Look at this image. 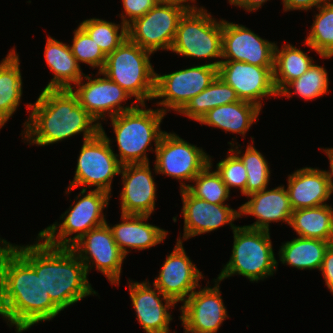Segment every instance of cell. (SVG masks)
Returning <instances> with one entry per match:
<instances>
[{
  "mask_svg": "<svg viewBox=\"0 0 333 333\" xmlns=\"http://www.w3.org/2000/svg\"><path fill=\"white\" fill-rule=\"evenodd\" d=\"M61 311L45 292L40 274L13 249L0 271L1 317L20 333L40 321L52 320Z\"/></svg>",
  "mask_w": 333,
  "mask_h": 333,
  "instance_id": "6da1fadb",
  "label": "cell"
},
{
  "mask_svg": "<svg viewBox=\"0 0 333 333\" xmlns=\"http://www.w3.org/2000/svg\"><path fill=\"white\" fill-rule=\"evenodd\" d=\"M23 124L24 139L30 144L46 146L83 133V140L100 132L95 120L78 102L71 89H44ZM95 122V124H94Z\"/></svg>",
  "mask_w": 333,
  "mask_h": 333,
  "instance_id": "7a4b0ae2",
  "label": "cell"
},
{
  "mask_svg": "<svg viewBox=\"0 0 333 333\" xmlns=\"http://www.w3.org/2000/svg\"><path fill=\"white\" fill-rule=\"evenodd\" d=\"M37 239L33 245H14V249L40 274L45 292L62 311L97 294L87 279L85 265L70 247L50 246L39 235Z\"/></svg>",
  "mask_w": 333,
  "mask_h": 333,
  "instance_id": "3957f363",
  "label": "cell"
},
{
  "mask_svg": "<svg viewBox=\"0 0 333 333\" xmlns=\"http://www.w3.org/2000/svg\"><path fill=\"white\" fill-rule=\"evenodd\" d=\"M152 53L126 38L112 53L106 56L101 71L110 80L117 83L131 97H135L141 107L145 100H153L156 72L150 63Z\"/></svg>",
  "mask_w": 333,
  "mask_h": 333,
  "instance_id": "277c9868",
  "label": "cell"
},
{
  "mask_svg": "<svg viewBox=\"0 0 333 333\" xmlns=\"http://www.w3.org/2000/svg\"><path fill=\"white\" fill-rule=\"evenodd\" d=\"M166 114L158 108L143 109L137 105L134 109L111 117L120 154H116L121 165L149 163L147 148L155 142V149L165 131L160 123Z\"/></svg>",
  "mask_w": 333,
  "mask_h": 333,
  "instance_id": "5b68a950",
  "label": "cell"
},
{
  "mask_svg": "<svg viewBox=\"0 0 333 333\" xmlns=\"http://www.w3.org/2000/svg\"><path fill=\"white\" fill-rule=\"evenodd\" d=\"M233 234L232 254L217 277L219 283L234 274L242 275L252 282L273 276L278 262L269 231L237 226Z\"/></svg>",
  "mask_w": 333,
  "mask_h": 333,
  "instance_id": "8992f818",
  "label": "cell"
},
{
  "mask_svg": "<svg viewBox=\"0 0 333 333\" xmlns=\"http://www.w3.org/2000/svg\"><path fill=\"white\" fill-rule=\"evenodd\" d=\"M82 189L75 205H71L60 217L63 222L48 226L38 233L40 238L53 247H71L77 240L91 229L105 224L107 221L103 209L107 207L111 195L102 190ZM58 233H57V232ZM77 233V234H75ZM75 234L74 237H69ZM69 237V238H68Z\"/></svg>",
  "mask_w": 333,
  "mask_h": 333,
  "instance_id": "52a82bcc",
  "label": "cell"
},
{
  "mask_svg": "<svg viewBox=\"0 0 333 333\" xmlns=\"http://www.w3.org/2000/svg\"><path fill=\"white\" fill-rule=\"evenodd\" d=\"M178 55L193 58H222V20L212 19L204 7L195 4L178 23L171 50Z\"/></svg>",
  "mask_w": 333,
  "mask_h": 333,
  "instance_id": "ba28073f",
  "label": "cell"
},
{
  "mask_svg": "<svg viewBox=\"0 0 333 333\" xmlns=\"http://www.w3.org/2000/svg\"><path fill=\"white\" fill-rule=\"evenodd\" d=\"M111 140L113 139L107 137L102 125L96 136L83 140L75 176L67 188V193L81 185L82 189L87 190L88 185V188L95 186L96 190L111 194L113 177L120 174L122 166L111 147Z\"/></svg>",
  "mask_w": 333,
  "mask_h": 333,
  "instance_id": "9c48e42d",
  "label": "cell"
},
{
  "mask_svg": "<svg viewBox=\"0 0 333 333\" xmlns=\"http://www.w3.org/2000/svg\"><path fill=\"white\" fill-rule=\"evenodd\" d=\"M220 63L221 60L164 75L156 73L153 99H163L157 103L162 106L159 110L165 114L171 109L179 113L215 80Z\"/></svg>",
  "mask_w": 333,
  "mask_h": 333,
  "instance_id": "30bf717a",
  "label": "cell"
},
{
  "mask_svg": "<svg viewBox=\"0 0 333 333\" xmlns=\"http://www.w3.org/2000/svg\"><path fill=\"white\" fill-rule=\"evenodd\" d=\"M192 5L156 4L127 26V38L151 53L171 50L179 20Z\"/></svg>",
  "mask_w": 333,
  "mask_h": 333,
  "instance_id": "8fae6325",
  "label": "cell"
},
{
  "mask_svg": "<svg viewBox=\"0 0 333 333\" xmlns=\"http://www.w3.org/2000/svg\"><path fill=\"white\" fill-rule=\"evenodd\" d=\"M156 153L155 172L180 180V190L187 185L181 180L192 181L208 164L209 155L203 149L186 142L175 133L164 132Z\"/></svg>",
  "mask_w": 333,
  "mask_h": 333,
  "instance_id": "7c38bea8",
  "label": "cell"
},
{
  "mask_svg": "<svg viewBox=\"0 0 333 333\" xmlns=\"http://www.w3.org/2000/svg\"><path fill=\"white\" fill-rule=\"evenodd\" d=\"M70 248L85 265L87 275L94 265L112 285H119L121 267L126 256L117 246L107 222L88 231Z\"/></svg>",
  "mask_w": 333,
  "mask_h": 333,
  "instance_id": "4fadbf2b",
  "label": "cell"
},
{
  "mask_svg": "<svg viewBox=\"0 0 333 333\" xmlns=\"http://www.w3.org/2000/svg\"><path fill=\"white\" fill-rule=\"evenodd\" d=\"M273 70L274 67H260L241 61H221L218 76L235 90L240 100L262 108V98L278 96Z\"/></svg>",
  "mask_w": 333,
  "mask_h": 333,
  "instance_id": "5bb4252c",
  "label": "cell"
},
{
  "mask_svg": "<svg viewBox=\"0 0 333 333\" xmlns=\"http://www.w3.org/2000/svg\"><path fill=\"white\" fill-rule=\"evenodd\" d=\"M100 74L105 77L92 79L89 75H84V79L88 82L82 83V78L75 84V89L71 88L72 92L77 96L79 104L97 120V123H99L100 119L105 120V114H109V118H111L122 112L130 111L137 106V104L126 107L121 106L123 101L125 103L128 98L132 97L117 83L98 71V75Z\"/></svg>",
  "mask_w": 333,
  "mask_h": 333,
  "instance_id": "9a60e30c",
  "label": "cell"
},
{
  "mask_svg": "<svg viewBox=\"0 0 333 333\" xmlns=\"http://www.w3.org/2000/svg\"><path fill=\"white\" fill-rule=\"evenodd\" d=\"M275 45L243 25L222 20V58L226 60L221 61L274 67Z\"/></svg>",
  "mask_w": 333,
  "mask_h": 333,
  "instance_id": "2e32d148",
  "label": "cell"
},
{
  "mask_svg": "<svg viewBox=\"0 0 333 333\" xmlns=\"http://www.w3.org/2000/svg\"><path fill=\"white\" fill-rule=\"evenodd\" d=\"M201 278L203 279L202 273L186 255L179 237L173 251L167 255L153 286L175 303L184 302L200 286L198 282Z\"/></svg>",
  "mask_w": 333,
  "mask_h": 333,
  "instance_id": "e0dca14e",
  "label": "cell"
},
{
  "mask_svg": "<svg viewBox=\"0 0 333 333\" xmlns=\"http://www.w3.org/2000/svg\"><path fill=\"white\" fill-rule=\"evenodd\" d=\"M218 279L214 287H204L194 291L180 307V320L184 330L217 333L227 317L226 307L220 293Z\"/></svg>",
  "mask_w": 333,
  "mask_h": 333,
  "instance_id": "ac0fdd59",
  "label": "cell"
},
{
  "mask_svg": "<svg viewBox=\"0 0 333 333\" xmlns=\"http://www.w3.org/2000/svg\"><path fill=\"white\" fill-rule=\"evenodd\" d=\"M184 216L183 240L211 232L219 227L229 224L234 230L237 226L232 224L240 218V212L231 209L229 205L212 204L193 196L187 189L180 190Z\"/></svg>",
  "mask_w": 333,
  "mask_h": 333,
  "instance_id": "d6986e66",
  "label": "cell"
},
{
  "mask_svg": "<svg viewBox=\"0 0 333 333\" xmlns=\"http://www.w3.org/2000/svg\"><path fill=\"white\" fill-rule=\"evenodd\" d=\"M149 163L122 165L123 189L121 213L134 215H151L155 210L156 185Z\"/></svg>",
  "mask_w": 333,
  "mask_h": 333,
  "instance_id": "ffe728a7",
  "label": "cell"
},
{
  "mask_svg": "<svg viewBox=\"0 0 333 333\" xmlns=\"http://www.w3.org/2000/svg\"><path fill=\"white\" fill-rule=\"evenodd\" d=\"M128 285L132 305L143 330L146 333H169L172 320L169 309L175 307L176 303L156 286L152 289L149 281H130ZM164 300L165 304L162 302Z\"/></svg>",
  "mask_w": 333,
  "mask_h": 333,
  "instance_id": "44dd1931",
  "label": "cell"
},
{
  "mask_svg": "<svg viewBox=\"0 0 333 333\" xmlns=\"http://www.w3.org/2000/svg\"><path fill=\"white\" fill-rule=\"evenodd\" d=\"M247 198L250 200L238 209L240 218L242 215H253L257 220L244 227L269 231V223L272 222L283 221L289 225L293 209L284 186H278L271 190L265 188L247 196Z\"/></svg>",
  "mask_w": 333,
  "mask_h": 333,
  "instance_id": "7402d4cb",
  "label": "cell"
},
{
  "mask_svg": "<svg viewBox=\"0 0 333 333\" xmlns=\"http://www.w3.org/2000/svg\"><path fill=\"white\" fill-rule=\"evenodd\" d=\"M287 181L293 210L325 205L332 194L324 170L304 167L288 175Z\"/></svg>",
  "mask_w": 333,
  "mask_h": 333,
  "instance_id": "603a6c76",
  "label": "cell"
},
{
  "mask_svg": "<svg viewBox=\"0 0 333 333\" xmlns=\"http://www.w3.org/2000/svg\"><path fill=\"white\" fill-rule=\"evenodd\" d=\"M149 217L150 215L121 214L122 222L110 227L117 246L125 256L129 253L126 248L149 249L165 240L168 231L145 223Z\"/></svg>",
  "mask_w": 333,
  "mask_h": 333,
  "instance_id": "cb8c5ba5",
  "label": "cell"
},
{
  "mask_svg": "<svg viewBox=\"0 0 333 333\" xmlns=\"http://www.w3.org/2000/svg\"><path fill=\"white\" fill-rule=\"evenodd\" d=\"M44 56L54 76L44 89H71L83 78L80 65L71 52L70 46L53 37L47 38Z\"/></svg>",
  "mask_w": 333,
  "mask_h": 333,
  "instance_id": "d4e9b609",
  "label": "cell"
},
{
  "mask_svg": "<svg viewBox=\"0 0 333 333\" xmlns=\"http://www.w3.org/2000/svg\"><path fill=\"white\" fill-rule=\"evenodd\" d=\"M260 111L261 108L255 104L240 100L209 110L198 122L244 137L253 122L257 120Z\"/></svg>",
  "mask_w": 333,
  "mask_h": 333,
  "instance_id": "484cf974",
  "label": "cell"
},
{
  "mask_svg": "<svg viewBox=\"0 0 333 333\" xmlns=\"http://www.w3.org/2000/svg\"><path fill=\"white\" fill-rule=\"evenodd\" d=\"M11 49L0 63V129L17 110L22 96L19 56Z\"/></svg>",
  "mask_w": 333,
  "mask_h": 333,
  "instance_id": "4316f807",
  "label": "cell"
},
{
  "mask_svg": "<svg viewBox=\"0 0 333 333\" xmlns=\"http://www.w3.org/2000/svg\"><path fill=\"white\" fill-rule=\"evenodd\" d=\"M289 226L299 237L320 239L333 244V208L331 205L293 210Z\"/></svg>",
  "mask_w": 333,
  "mask_h": 333,
  "instance_id": "83f0119b",
  "label": "cell"
},
{
  "mask_svg": "<svg viewBox=\"0 0 333 333\" xmlns=\"http://www.w3.org/2000/svg\"><path fill=\"white\" fill-rule=\"evenodd\" d=\"M330 245L329 241L298 237L283 243L278 254L283 264L300 270H320L324 254Z\"/></svg>",
  "mask_w": 333,
  "mask_h": 333,
  "instance_id": "f1b7e54d",
  "label": "cell"
},
{
  "mask_svg": "<svg viewBox=\"0 0 333 333\" xmlns=\"http://www.w3.org/2000/svg\"><path fill=\"white\" fill-rule=\"evenodd\" d=\"M313 59L305 52L290 44L281 50L275 45L273 81L279 93L289 82L302 76L313 64Z\"/></svg>",
  "mask_w": 333,
  "mask_h": 333,
  "instance_id": "f546056e",
  "label": "cell"
},
{
  "mask_svg": "<svg viewBox=\"0 0 333 333\" xmlns=\"http://www.w3.org/2000/svg\"><path fill=\"white\" fill-rule=\"evenodd\" d=\"M236 101L240 99L235 90L217 76L206 89L191 98L179 113L198 122L209 110Z\"/></svg>",
  "mask_w": 333,
  "mask_h": 333,
  "instance_id": "4dcf8cb0",
  "label": "cell"
},
{
  "mask_svg": "<svg viewBox=\"0 0 333 333\" xmlns=\"http://www.w3.org/2000/svg\"><path fill=\"white\" fill-rule=\"evenodd\" d=\"M331 1V2H330ZM333 0H329L319 5V14L311 26V31L306 37V44L322 58H331L333 56Z\"/></svg>",
  "mask_w": 333,
  "mask_h": 333,
  "instance_id": "1f68e13d",
  "label": "cell"
},
{
  "mask_svg": "<svg viewBox=\"0 0 333 333\" xmlns=\"http://www.w3.org/2000/svg\"><path fill=\"white\" fill-rule=\"evenodd\" d=\"M328 75L323 66L312 64L311 67L298 79L289 82L279 93L278 96L290 98L294 94L305 100L316 99L328 92ZM289 87V88H288ZM291 87L294 89L291 92Z\"/></svg>",
  "mask_w": 333,
  "mask_h": 333,
  "instance_id": "d6a6232c",
  "label": "cell"
},
{
  "mask_svg": "<svg viewBox=\"0 0 333 333\" xmlns=\"http://www.w3.org/2000/svg\"><path fill=\"white\" fill-rule=\"evenodd\" d=\"M80 26L106 56L118 48L127 38V27L122 22L120 25L99 18H90L81 22ZM119 29H121L120 33Z\"/></svg>",
  "mask_w": 333,
  "mask_h": 333,
  "instance_id": "836d02e7",
  "label": "cell"
},
{
  "mask_svg": "<svg viewBox=\"0 0 333 333\" xmlns=\"http://www.w3.org/2000/svg\"><path fill=\"white\" fill-rule=\"evenodd\" d=\"M212 163L209 164L192 180L195 185L187 184V190L195 197L212 204H224L229 199L230 191L222 181L220 174L211 171Z\"/></svg>",
  "mask_w": 333,
  "mask_h": 333,
  "instance_id": "e575fe53",
  "label": "cell"
},
{
  "mask_svg": "<svg viewBox=\"0 0 333 333\" xmlns=\"http://www.w3.org/2000/svg\"><path fill=\"white\" fill-rule=\"evenodd\" d=\"M233 151L245 165L247 171L246 196L259 192L265 188L270 181V168L264 156L253 146L248 145L243 155L238 146ZM239 150V151H238ZM238 151V152H237Z\"/></svg>",
  "mask_w": 333,
  "mask_h": 333,
  "instance_id": "d590c367",
  "label": "cell"
},
{
  "mask_svg": "<svg viewBox=\"0 0 333 333\" xmlns=\"http://www.w3.org/2000/svg\"><path fill=\"white\" fill-rule=\"evenodd\" d=\"M70 49L78 64L81 62L93 68L97 67L99 72L103 70L106 55L80 25L74 30L73 43Z\"/></svg>",
  "mask_w": 333,
  "mask_h": 333,
  "instance_id": "8d00e7d4",
  "label": "cell"
},
{
  "mask_svg": "<svg viewBox=\"0 0 333 333\" xmlns=\"http://www.w3.org/2000/svg\"><path fill=\"white\" fill-rule=\"evenodd\" d=\"M216 168L229 191L235 187L241 190L242 195H246L247 171L241 159L233 151L229 149L227 158L219 161Z\"/></svg>",
  "mask_w": 333,
  "mask_h": 333,
  "instance_id": "74e56055",
  "label": "cell"
},
{
  "mask_svg": "<svg viewBox=\"0 0 333 333\" xmlns=\"http://www.w3.org/2000/svg\"><path fill=\"white\" fill-rule=\"evenodd\" d=\"M122 3L126 14L123 13L120 16L126 27L135 19L144 16L156 5L153 0H122Z\"/></svg>",
  "mask_w": 333,
  "mask_h": 333,
  "instance_id": "f35d334b",
  "label": "cell"
},
{
  "mask_svg": "<svg viewBox=\"0 0 333 333\" xmlns=\"http://www.w3.org/2000/svg\"><path fill=\"white\" fill-rule=\"evenodd\" d=\"M320 271H322L326 286L333 294V244L329 246L324 254Z\"/></svg>",
  "mask_w": 333,
  "mask_h": 333,
  "instance_id": "ab89813d",
  "label": "cell"
},
{
  "mask_svg": "<svg viewBox=\"0 0 333 333\" xmlns=\"http://www.w3.org/2000/svg\"><path fill=\"white\" fill-rule=\"evenodd\" d=\"M329 0H283V7L285 11L290 10H310L312 7H317L322 3H325Z\"/></svg>",
  "mask_w": 333,
  "mask_h": 333,
  "instance_id": "60d3db41",
  "label": "cell"
},
{
  "mask_svg": "<svg viewBox=\"0 0 333 333\" xmlns=\"http://www.w3.org/2000/svg\"><path fill=\"white\" fill-rule=\"evenodd\" d=\"M230 4L244 8L246 11H256L268 0H228Z\"/></svg>",
  "mask_w": 333,
  "mask_h": 333,
  "instance_id": "b9f144b4",
  "label": "cell"
},
{
  "mask_svg": "<svg viewBox=\"0 0 333 333\" xmlns=\"http://www.w3.org/2000/svg\"><path fill=\"white\" fill-rule=\"evenodd\" d=\"M323 151L328 156L329 162H330V170L329 171L324 170V172L326 174L330 190L333 193V179H332V177H333V148H328V149L325 148Z\"/></svg>",
  "mask_w": 333,
  "mask_h": 333,
  "instance_id": "7bdbcfd3",
  "label": "cell"
},
{
  "mask_svg": "<svg viewBox=\"0 0 333 333\" xmlns=\"http://www.w3.org/2000/svg\"><path fill=\"white\" fill-rule=\"evenodd\" d=\"M0 243L2 244L0 246V271H1L4 260L7 257V255L14 249V245H12L10 242H7L5 239H0Z\"/></svg>",
  "mask_w": 333,
  "mask_h": 333,
  "instance_id": "ee69618b",
  "label": "cell"
},
{
  "mask_svg": "<svg viewBox=\"0 0 333 333\" xmlns=\"http://www.w3.org/2000/svg\"><path fill=\"white\" fill-rule=\"evenodd\" d=\"M155 4H162V5H189L188 1H194L195 0H153ZM187 3V4H185Z\"/></svg>",
  "mask_w": 333,
  "mask_h": 333,
  "instance_id": "f6af8a7d",
  "label": "cell"
},
{
  "mask_svg": "<svg viewBox=\"0 0 333 333\" xmlns=\"http://www.w3.org/2000/svg\"><path fill=\"white\" fill-rule=\"evenodd\" d=\"M184 333H213V332H200V331H194V330H185Z\"/></svg>",
  "mask_w": 333,
  "mask_h": 333,
  "instance_id": "bcb514c9",
  "label": "cell"
}]
</instances>
